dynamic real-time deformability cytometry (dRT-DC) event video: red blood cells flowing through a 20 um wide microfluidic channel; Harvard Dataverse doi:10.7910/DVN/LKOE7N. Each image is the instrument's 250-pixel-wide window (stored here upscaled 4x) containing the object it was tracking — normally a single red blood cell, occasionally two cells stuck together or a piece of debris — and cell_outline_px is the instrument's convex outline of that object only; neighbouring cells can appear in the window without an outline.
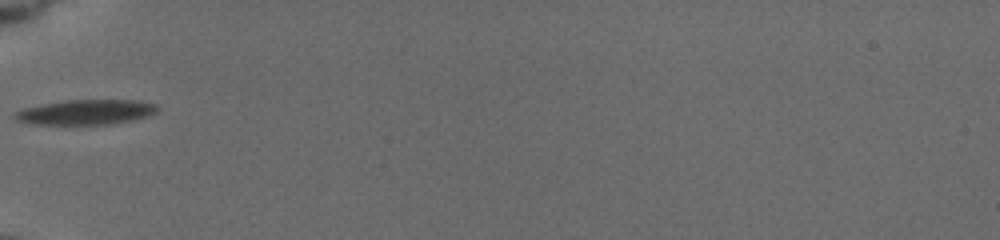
{"species": "common noctule bat (a hibernating species)", "species_latin": "Nyctalus noctula", "temperature_condition": "cold", "stored_images_in_passage": 35, "camera_frame_rate_fps": 3000, "um_per_image_px": 0.085, "animal": {"sex": "female", "body_mass_g": 19.5, "forearm_length_mm": 54.1}, "frame": {"image": 1, "passage_image": 1, "time_ms": 0.0, "image_size_px": [1000, 240], "cell_outline_px": [[160, 108], [156, 112], [148, 116], [132, 120], [108, 124], [36, 124], [16, 120], [12, 116], [12, 112], [20, 108], [68, 100], [140, 100], [156, 104]], "centroid_in_image_um": [7.29, 9.52], "position_along_channel_um": 77.7, "area_um2": 20.81}}
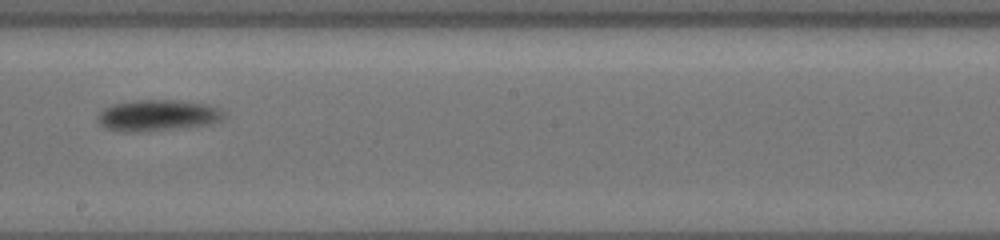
{"frame": {"image": 2, "passage_image": 17, "time_ms": 4.333, "image_size_px": [1000, 240], "cell_outline_px": [[224, 116], [220, 120], [208, 124], [140, 132], [124, 132], [104, 128], [96, 120], [96, 116], [104, 108], [112, 104], [136, 100], [180, 100], [208, 104], [220, 108], [224, 112]], "centroid_in_image_um": [13.35, 9.8], "position_along_channel_um": 234.9, "area_um2": 23.0}}
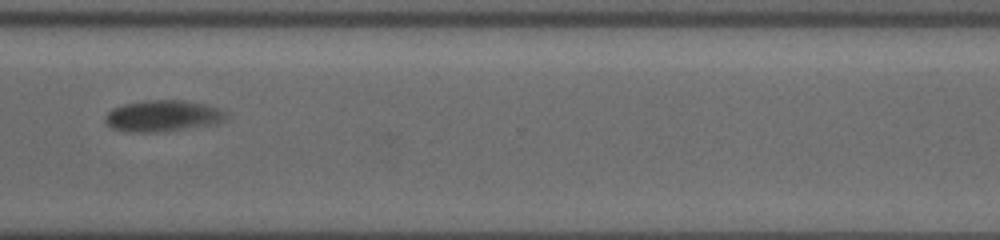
{"frame": {"image": 3, "passage_image": 34, "time_ms": 7.667, "image_size_px": [1000, 240], "cell_outline_px": [[224, 116], [220, 120], [208, 124], [160, 132], [128, 132], [112, 128], [104, 120], [108, 112], [112, 108], [124, 104], [148, 100], [184, 100], [204, 104], [216, 108], [224, 112]], "centroid_in_image_um": [13.71, 9.84], "position_along_channel_um": 356.9, "area_um2": 21.39}}